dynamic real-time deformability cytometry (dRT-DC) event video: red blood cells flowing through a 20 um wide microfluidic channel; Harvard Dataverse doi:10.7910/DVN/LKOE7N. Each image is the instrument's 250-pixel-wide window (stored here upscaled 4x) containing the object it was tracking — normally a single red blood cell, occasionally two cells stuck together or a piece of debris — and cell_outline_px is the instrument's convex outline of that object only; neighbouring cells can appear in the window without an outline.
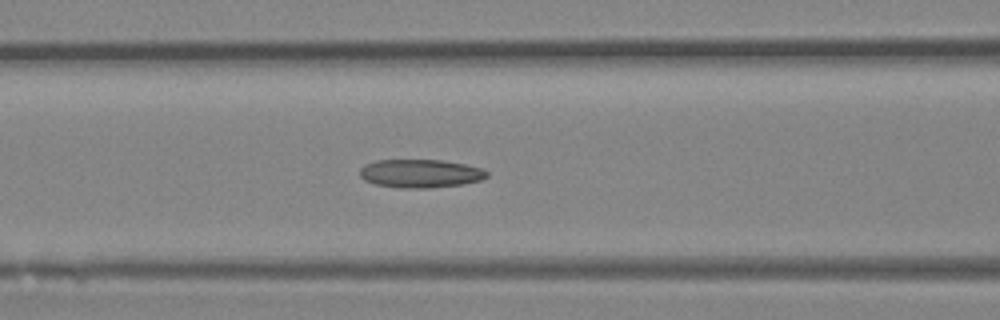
{"species": "Egyptian fruit bat (a non-hibernating species)", "species_latin": "Rousettus aegyptiacus", "temperature_condition": "room temperature", "stored_images_in_passage": 43, "camera_frame_rate_fps": 3000, "um_per_image_px": 0.085, "animal": {"sex": "female"}, "frame": {"image": 1, "passage_image": 18, "time_ms": 5.667, "image_size_px": [1000, 320], "cell_outline_px": [[488, 176], [480, 180], [460, 184], [428, 188], [400, 188], [376, 184], [364, 180], [360, 176], [360, 168], [364, 164], [376, 160], [444, 160], [484, 168], [488, 172]], "centroid_in_image_um": [35.72, 14.74], "position_along_channel_um": 130.9, "area_um2": 21.04}}
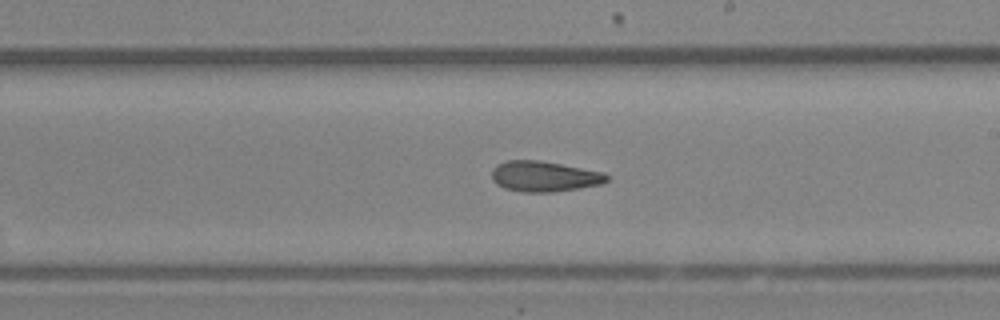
{"frame": {"image": 2, "passage_image": 25, "time_ms": 8.0, "image_size_px": [1000, 320], "cell_outline_px": [[608, 180], [600, 184], [580, 188], [552, 192], [524, 192], [504, 188], [496, 184], [492, 180], [492, 168], [496, 164], [508, 160], [540, 160], [604, 172], [608, 176]], "centroid_in_image_um": [46.23, 14.99], "position_along_channel_um": 242.8, "area_um2": 20.52}}
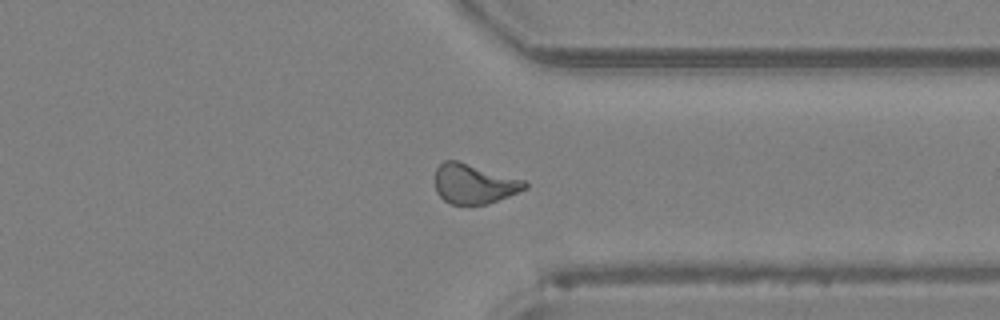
{"frame": {"image": 3, "passage_image": 33, "time_ms": 10.667, "image_size_px": [1000, 320], "cell_outline_px": [[528, 188], [488, 204], [452, 204], [444, 200], [436, 192], [436, 168], [444, 160], [456, 160], [524, 180], [528, 184]], "centroid_in_image_um": [40.29, 15.63], "position_along_channel_um": 371.1, "area_um2": 20.58}}